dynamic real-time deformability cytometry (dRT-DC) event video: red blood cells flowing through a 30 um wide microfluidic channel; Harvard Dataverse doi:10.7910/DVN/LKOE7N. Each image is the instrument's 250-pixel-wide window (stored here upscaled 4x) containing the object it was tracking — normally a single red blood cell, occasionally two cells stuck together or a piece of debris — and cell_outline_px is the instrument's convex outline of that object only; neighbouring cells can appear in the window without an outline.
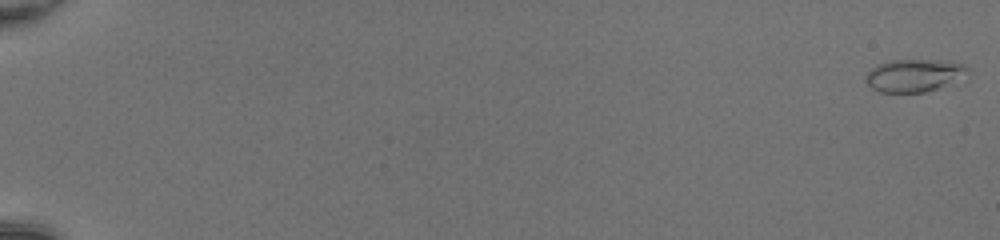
{"species": "common noctule bat (a hibernating species)", "species_latin": "Nyctalus noctula", "temperature_condition": "room temperature", "stored_images_in_passage": 52, "camera_frame_rate_fps": 3000, "um_per_image_px": 0.085, "animal": {"sex": "female", "body_mass_g": 20.0, "forearm_length_mm": 54.0}, "frame": {"image": 1, "passage_image": 1, "time_ms": 0.0, "image_size_px": [1000, 240], "cell_outline_px": [[972, 72], [936, 88], [924, 92], [880, 92], [872, 88], [864, 80], [864, 76], [876, 64], [892, 60], [952, 60], [964, 64]], "centroid_in_image_um": [77.69, 6.38], "position_along_channel_um": 7.3, "area_um2": 19.36}}
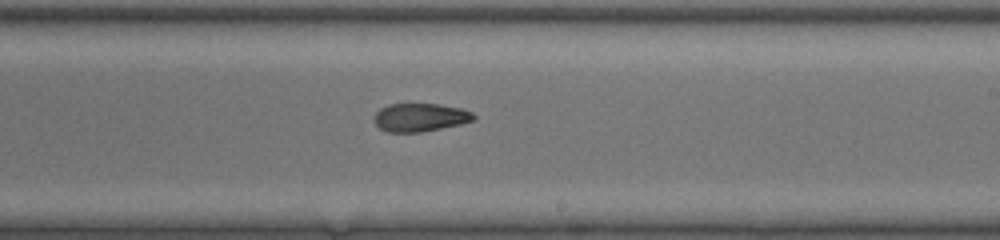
{"frame": {"image": 2, "passage_image": 34, "time_ms": 11.0, "image_size_px": [1000, 240], "cell_outline_px": [[476, 120], [460, 124], [420, 132], [388, 132], [380, 128], [372, 120], [376, 112], [380, 108], [388, 104], [436, 104], [464, 108], [472, 112], [476, 116]], "centroid_in_image_um": [35.72, 9.97], "position_along_channel_um": 253.3, "area_um2": 16.47}}
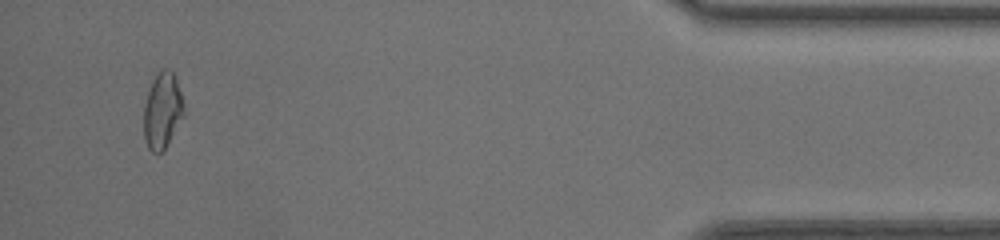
{"frame": {"image": 3, "passage_image": 50, "time_ms": 16.333, "image_size_px": [1000, 240], "cell_outline_px": [[184, 116], [164, 148], [160, 152], [152, 152], [148, 148], [144, 140], [144, 104], [152, 80], [156, 72], [164, 68], [168, 68], [176, 76], [184, 104]], "centroid_in_image_um": [13.8, 9.35], "position_along_channel_um": 421.4, "area_um2": 17.8}, "authors_computed_cell_mechanics": {"area_um2": 17.7735, "velocity_mm_per_s": 4.2577, "shape_relaxation_time_tau1_ms": null, "shape_relaxation_time_tau2_ms": 1.6734, "deformation_change_tau1": null, "deformation_change_tau2": 0.0807}}